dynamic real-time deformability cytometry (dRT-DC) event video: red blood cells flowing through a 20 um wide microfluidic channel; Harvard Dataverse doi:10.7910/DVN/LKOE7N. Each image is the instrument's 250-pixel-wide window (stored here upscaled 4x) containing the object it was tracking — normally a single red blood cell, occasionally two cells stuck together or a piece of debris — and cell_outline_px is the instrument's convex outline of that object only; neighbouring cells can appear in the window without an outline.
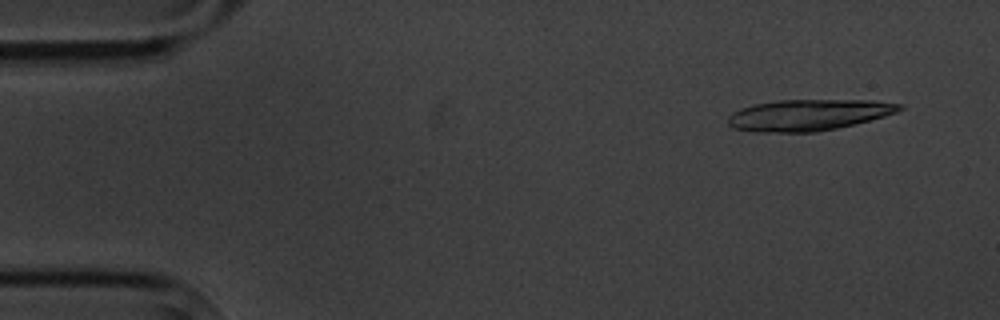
{"species": "common noctule bat (a hibernating species)", "species_latin": "Nyctalus noctula", "temperature_condition": "cold", "stored_images_in_passage": 15, "camera_frame_rate_fps": 3000, "um_per_image_px": 0.085, "animal": {"sex": "male", "body_mass_g": 20.1, "forearm_length_mm": 53.5}, "frame": {"image": 1, "passage_image": 2, "time_ms": 1.0, "image_size_px": [1000, 320], "cell_outline_px": [[904, 108], [896, 112], [884, 116], [836, 128], [816, 132], [752, 132], [732, 128], [728, 124], [728, 116], [732, 112], [740, 108], [756, 104], [780, 100], [872, 100], [904, 104]], "centroid_in_image_um": [68.69, 9.77], "position_along_channel_um": 16.3, "area_um2": 31.15}}
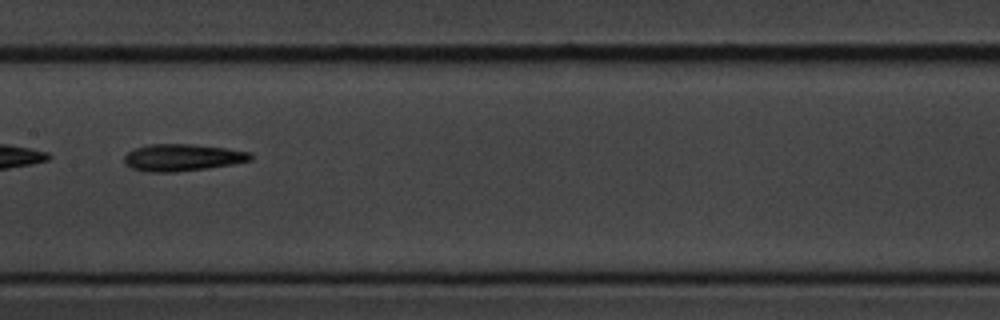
{"frame": {"image": 2, "passage_image": 8, "time_ms": 9.0, "image_size_px": [1000, 320], "cell_outline_px": [[252, 160], [232, 164], [208, 168], [176, 172], [144, 172], [132, 168], [124, 164], [124, 156], [128, 152], [136, 148], [148, 144], [192, 144], [228, 148], [252, 152]], "centroid_in_image_um": [15.5, 13.39], "position_along_channel_um": 191.9, "area_um2": 20.06}}
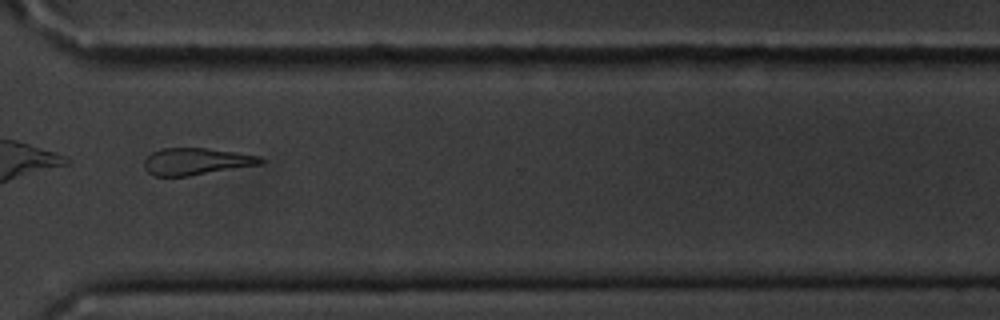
{"frame": {"image": 3, "passage_image": 12, "time_ms": 13.667, "image_size_px": [1000, 320], "cell_outline_px": [[264, 160], [260, 164], [188, 176], [152, 176], [144, 168], [144, 160], [152, 152], [160, 148], [204, 148], [260, 156]], "centroid_in_image_um": [16.61, 13.72], "position_along_channel_um": 354.0, "area_um2": 18.03}, "authors_computed_cell_mechanics": {"area_um2": 20.4612, "velocity_mm_per_s": 3.4772, "shape_relaxation_time_tau1_ms": 2.7894, "shape_relaxation_time_tau2_ms": 10.6722, "deformation_change_tau1": 0.0743, "deformation_change_tau2": 0.2559}}